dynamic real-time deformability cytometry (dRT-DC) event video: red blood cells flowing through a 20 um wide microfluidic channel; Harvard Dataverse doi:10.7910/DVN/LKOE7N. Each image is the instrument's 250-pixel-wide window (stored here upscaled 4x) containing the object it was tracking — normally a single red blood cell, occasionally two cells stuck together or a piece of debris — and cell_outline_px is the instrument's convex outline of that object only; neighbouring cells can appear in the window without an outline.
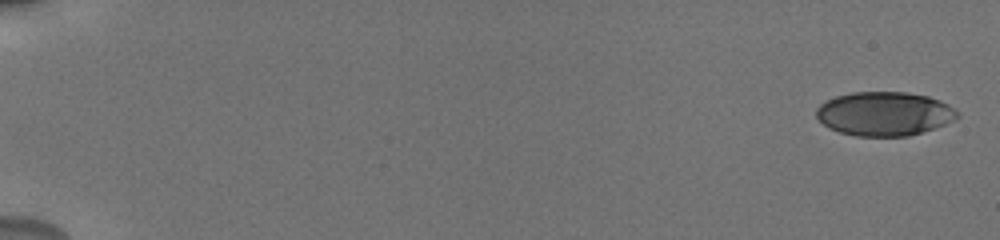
{"species": "human", "species_latin": "Homo sapiens", "temperature_condition": "cold", "stored_images_in_passage": 13, "camera_frame_rate_fps": 3000, "um_per_image_px": 0.085, "donor": {"sex": "male"}, "frame": {"image": 1, "passage_image": 1, "time_ms": 0.0, "image_size_px": [1000, 240], "cell_outline_px": [[960, 116], [944, 124], [908, 136], [856, 136], [840, 132], [828, 128], [816, 116], [816, 108], [820, 104], [836, 96], [852, 92], [908, 92], [928, 96], [940, 100], [948, 104]], "centroid_in_image_um": [75.14, 9.66], "position_along_channel_um": 9.9, "area_um2": 35.89}}
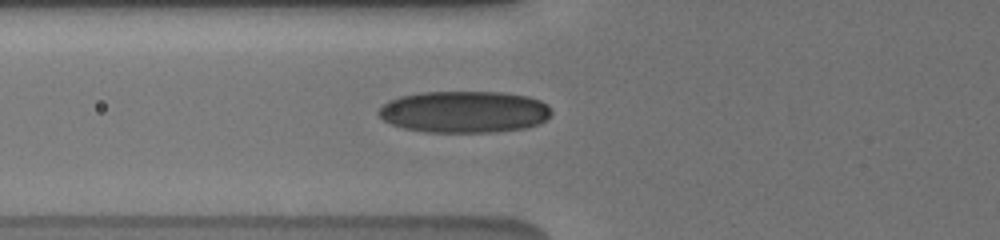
{"frame": {"image": 2, "passage_image": 10, "time_ms": 7.0, "image_size_px": [1000, 240], "cell_outline_px": [[552, 112], [544, 120], [536, 124], [524, 128], [492, 132], [428, 132], [404, 128], [392, 124], [384, 120], [376, 112], [388, 100], [400, 96], [420, 92], [504, 92], [528, 96], [540, 100], [548, 104]], "centroid_in_image_um": [39.45, 9.49], "position_along_channel_um": 86.3, "area_um2": 42.08}}
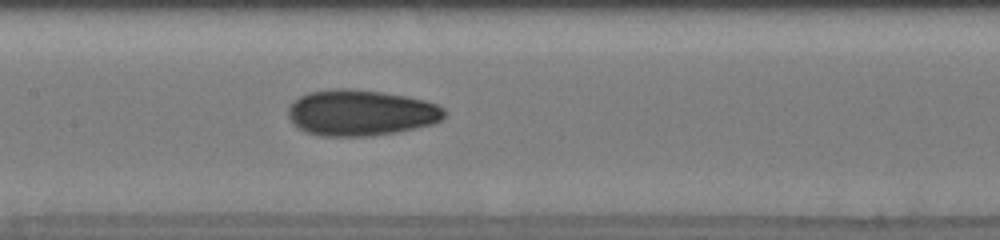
{"frame": {"image": 3, "passage_image": 13, "time_ms": 9.333, "image_size_px": [1000, 240], "cell_outline_px": [[448, 112], [440, 120], [432, 124], [396, 132], [368, 136], [320, 136], [304, 132], [288, 116], [288, 108], [292, 100], [308, 92], [332, 88], [348, 88], [380, 92], [408, 96], [424, 100], [436, 104], [444, 108]], "centroid_in_image_um": [30.65, 9.57], "position_along_channel_um": 176.7, "area_um2": 41.96}}